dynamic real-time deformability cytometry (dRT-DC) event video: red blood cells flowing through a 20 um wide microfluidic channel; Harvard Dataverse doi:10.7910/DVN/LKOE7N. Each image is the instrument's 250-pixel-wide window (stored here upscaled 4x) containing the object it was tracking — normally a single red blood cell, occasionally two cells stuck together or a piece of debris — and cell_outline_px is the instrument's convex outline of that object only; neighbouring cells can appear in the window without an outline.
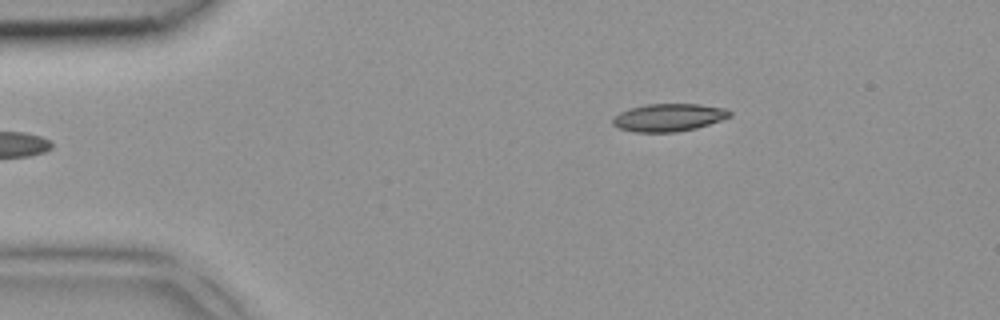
{"species": "common noctule bat (a hibernating species)", "species_latin": "Nyctalus noctula", "temperature_condition": "room temperature", "stored_images_in_passage": 4, "camera_frame_rate_fps": 3000, "um_per_image_px": 0.085, "animal": {"sex": "female", "body_mass_g": 18.4}, "frame": {"image": 1, "passage_image": 4, "time_ms": 1.0, "image_size_px": [1000, 320], "cell_outline_px": [[732, 116], [696, 128], [676, 132], [636, 132], [620, 128], [612, 124], [612, 120], [620, 112], [644, 104], [700, 104], [724, 108], [732, 112]], "centroid_in_image_um": [56.85, 9.98], "position_along_channel_um": 28.1, "area_um2": 18.73}}